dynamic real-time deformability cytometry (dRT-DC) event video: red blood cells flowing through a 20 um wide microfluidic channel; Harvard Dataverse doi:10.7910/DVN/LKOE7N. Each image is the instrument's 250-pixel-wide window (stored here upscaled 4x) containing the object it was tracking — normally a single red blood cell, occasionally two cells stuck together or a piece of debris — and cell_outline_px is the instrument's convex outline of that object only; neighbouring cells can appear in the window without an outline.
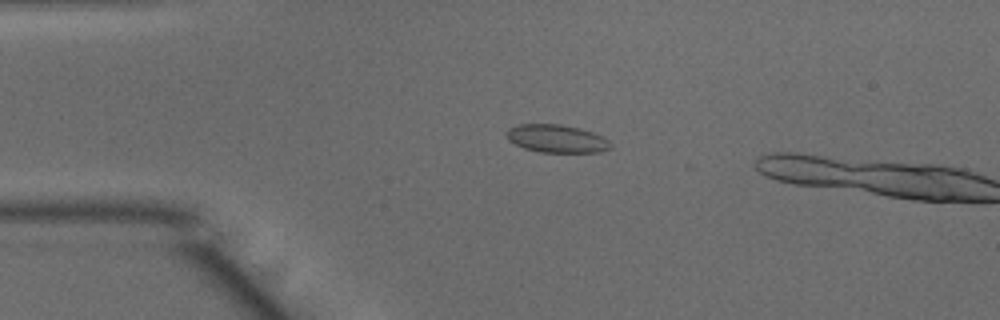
{"species": "common noctule bat (a hibernating species)", "species_latin": "Nyctalus noctula", "temperature_condition": "warm", "stored_images_in_passage": 13, "camera_frame_rate_fps": 3000, "um_per_image_px": 0.085, "animal": {"sex": "male", "body_mass_g": 15.6}, "frame": {"image": 1, "passage_image": 11, "time_ms": 3.333, "image_size_px": [1000, 320], "cell_outline_px": [[612, 148], [600, 152], [540, 152], [524, 148], [508, 140], [504, 132], [508, 128], [516, 124], [560, 124], [580, 128], [604, 136], [612, 144]], "centroid_in_image_um": [47.31, 11.77], "position_along_channel_um": 37.7, "area_um2": 17.17}}